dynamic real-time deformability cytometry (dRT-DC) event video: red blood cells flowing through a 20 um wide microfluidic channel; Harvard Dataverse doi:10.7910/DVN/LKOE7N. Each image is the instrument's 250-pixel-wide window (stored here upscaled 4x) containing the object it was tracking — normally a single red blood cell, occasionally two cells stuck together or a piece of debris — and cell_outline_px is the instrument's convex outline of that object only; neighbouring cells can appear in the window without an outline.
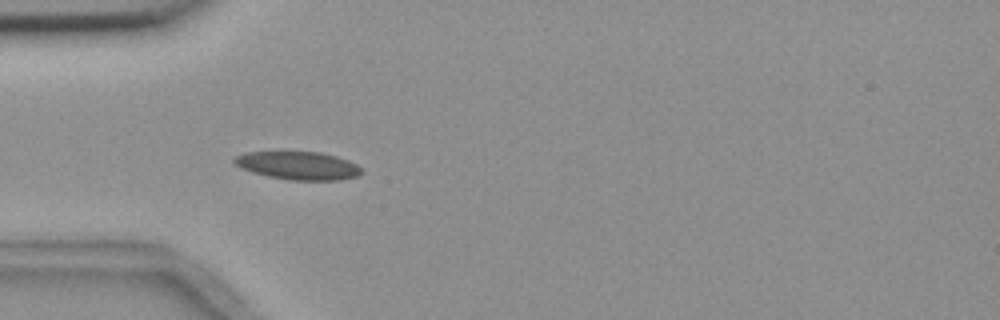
{"species": "common noctule bat (a hibernating species)", "species_latin": "Nyctalus noctula", "temperature_condition": "room temperature", "stored_images_in_passage": 6, "camera_frame_rate_fps": 3000, "um_per_image_px": 0.085, "animal": {"sex": "female", "body_mass_g": 18.4}, "frame": {"image": 1, "passage_image": 5, "time_ms": 4.667, "image_size_px": [1000, 320], "cell_outline_px": [[364, 172], [360, 176], [340, 180], [288, 180], [268, 176], [252, 172], [240, 168], [232, 160], [236, 156], [244, 152], [320, 152], [336, 156], [348, 160], [356, 164]], "centroid_in_image_um": [25.36, 14.08], "position_along_channel_um": 59.6, "area_um2": 20.92}}